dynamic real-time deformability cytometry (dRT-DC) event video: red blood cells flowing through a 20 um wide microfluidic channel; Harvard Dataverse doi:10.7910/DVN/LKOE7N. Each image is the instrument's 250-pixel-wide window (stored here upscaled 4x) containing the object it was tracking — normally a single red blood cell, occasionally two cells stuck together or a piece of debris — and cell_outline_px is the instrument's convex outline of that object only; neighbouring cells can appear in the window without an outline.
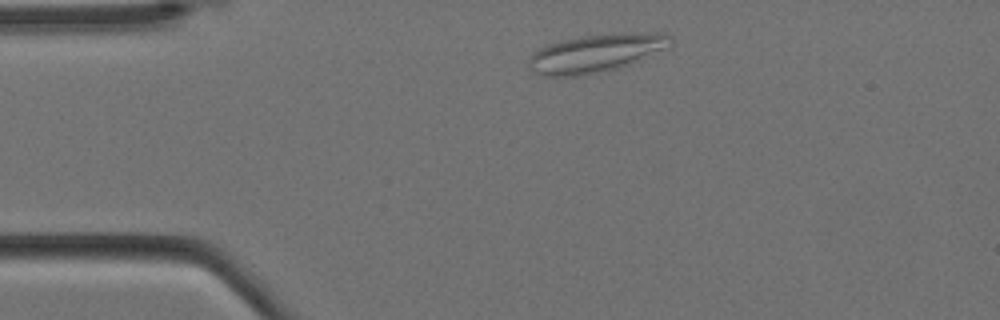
{"species": "Egyptian fruit bat (a non-hibernating species)", "species_latin": "Rousettus aegyptiacus", "temperature_condition": "cold", "stored_images_in_passage": 2, "camera_frame_rate_fps": 3000, "um_per_image_px": 0.085, "animal": {"sex": "female"}, "frame": {"image": 1, "passage_image": 1, "time_ms": 0.0, "image_size_px": [1000, 320], "cell_outline_px": [[672, 44], [668, 48], [632, 64], [616, 68], [580, 76], [540, 76], [532, 72], [528, 64], [528, 60], [536, 48], [548, 44], [580, 36], [624, 32], [664, 32], [672, 36]], "centroid_in_image_um": [50.69, 4.51], "position_along_channel_um": 34.3, "area_um2": 32.08}}